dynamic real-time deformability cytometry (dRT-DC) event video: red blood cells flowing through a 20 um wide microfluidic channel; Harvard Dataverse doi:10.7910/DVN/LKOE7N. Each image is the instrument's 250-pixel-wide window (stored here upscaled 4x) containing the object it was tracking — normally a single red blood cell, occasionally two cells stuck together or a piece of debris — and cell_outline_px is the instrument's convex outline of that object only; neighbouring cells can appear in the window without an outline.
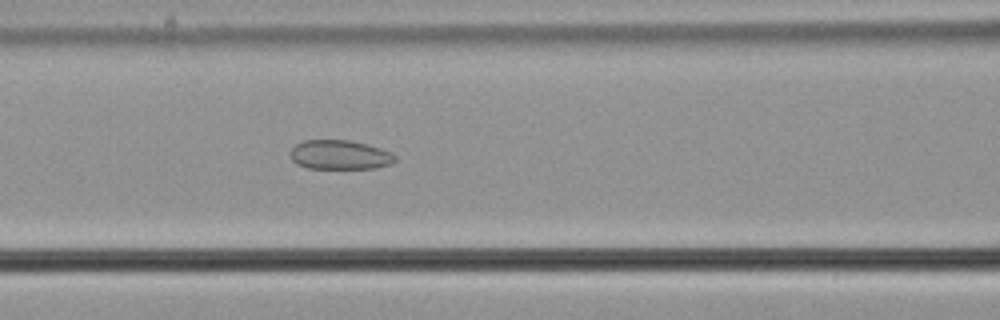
{"species": "common noctule bat (a hibernating species)", "species_latin": "Nyctalus noctula", "temperature_condition": "cold", "stored_images_in_passage": 42, "camera_frame_rate_fps": 3000, "um_per_image_px": 0.085, "animal": {"sex": "male", "body_mass_g": 21.5, "forearm_length_mm": 52.0}, "frame": {"image": 1, "passage_image": 25, "time_ms": 8.0, "image_size_px": [1000, 320], "cell_outline_px": [[396, 160], [392, 164], [376, 168], [308, 168], [296, 164], [292, 160], [292, 148], [296, 144], [304, 140], [348, 140], [380, 148], [392, 152], [396, 156]], "centroid_in_image_um": [28.91, 13.16], "position_along_channel_um": 137.7, "area_um2": 17.8}}
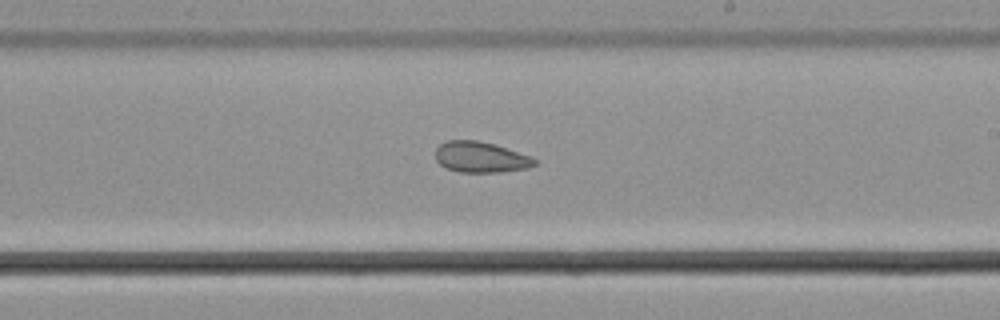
{"frame": {"image": 2, "passage_image": 34, "time_ms": 11.0, "image_size_px": [1000, 320], "cell_outline_px": [[536, 164], [528, 168], [500, 172], [460, 172], [448, 168], [440, 164], [436, 160], [436, 148], [440, 144], [448, 140], [476, 140], [492, 144], [528, 156], [536, 160]], "centroid_in_image_um": [40.81, 13.36], "position_along_channel_um": 248.2, "area_um2": 17.4}}
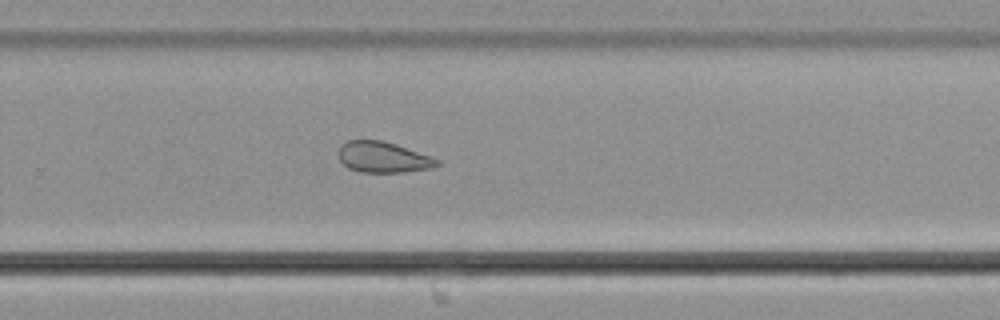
{"frame": {"image": 3, "passage_image": 38, "time_ms": 12.333, "image_size_px": [1000, 320], "cell_outline_px": [[440, 164], [432, 168], [404, 172], [360, 172], [348, 168], [340, 160], [336, 152], [340, 144], [348, 140], [380, 140], [396, 144], [432, 156], [440, 160]], "centroid_in_image_um": [32.55, 13.36], "position_along_channel_um": 297.3, "area_um2": 17.98}}